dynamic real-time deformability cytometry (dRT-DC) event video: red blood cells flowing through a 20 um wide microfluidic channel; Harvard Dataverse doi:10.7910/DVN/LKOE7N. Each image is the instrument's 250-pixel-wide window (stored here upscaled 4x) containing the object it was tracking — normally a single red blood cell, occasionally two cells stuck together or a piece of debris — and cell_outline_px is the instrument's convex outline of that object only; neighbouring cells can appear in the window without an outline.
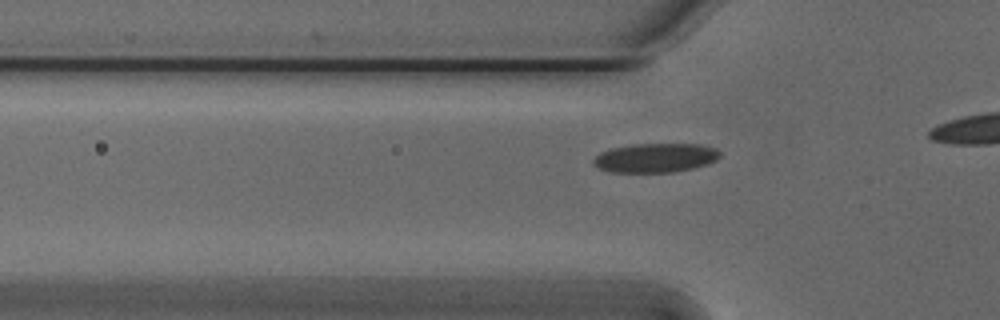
{"species": "Egyptian fruit bat (a non-hibernating species)", "species_latin": "Rousettus aegyptiacus", "temperature_condition": "cold", "stored_images_in_passage": 10, "camera_frame_rate_fps": 3000, "um_per_image_px": 0.085, "animal": {"sex": "male"}, "frame": {"image": 1, "passage_image": 4, "time_ms": 1.0, "image_size_px": [1000, 320], "cell_outline_px": [[720, 156], [716, 160], [708, 164], [676, 172], [612, 172], [600, 168], [592, 164], [592, 160], [600, 152], [608, 148], [632, 144], [700, 144], [716, 148], [720, 152]], "centroid_in_image_um": [55.7, 13.41], "position_along_channel_um": 70.1, "area_um2": 21.68}}
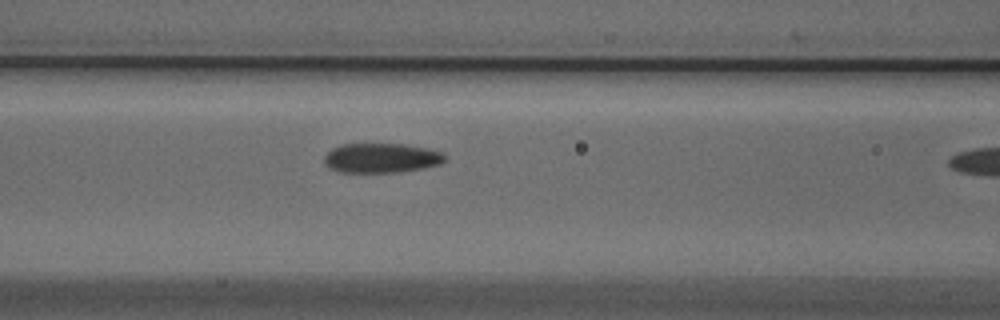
{"frame": {"image": 2, "passage_image": 9, "time_ms": 2.667, "image_size_px": [1000, 320], "cell_outline_px": [[444, 160], [440, 164], [424, 168], [396, 172], [340, 172], [328, 168], [324, 164], [324, 156], [332, 148], [340, 144], [368, 140], [408, 144], [428, 148], [444, 152]], "centroid_in_image_um": [32.36, 13.36], "position_along_channel_um": 134.2, "area_um2": 21.96}}